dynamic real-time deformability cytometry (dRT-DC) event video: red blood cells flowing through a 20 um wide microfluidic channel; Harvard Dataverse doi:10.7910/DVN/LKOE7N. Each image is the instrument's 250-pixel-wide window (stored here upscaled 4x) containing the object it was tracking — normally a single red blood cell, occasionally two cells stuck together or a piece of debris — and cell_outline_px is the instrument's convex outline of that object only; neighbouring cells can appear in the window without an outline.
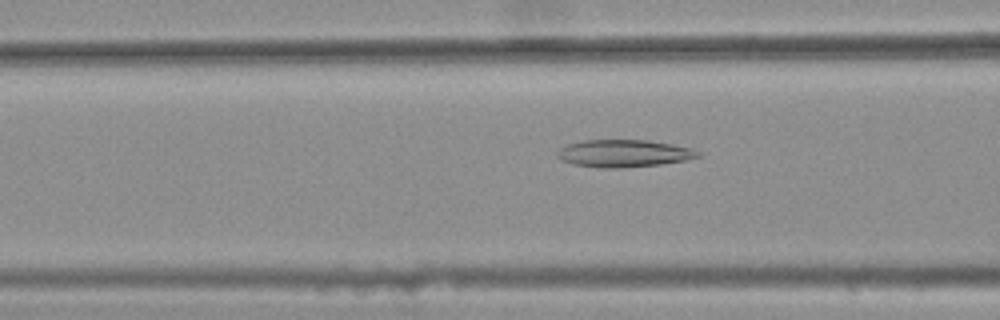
{"species": "common noctule bat (a hibernating species)", "species_latin": "Nyctalus noctula", "temperature_condition": "warm", "stored_images_in_passage": 49, "camera_frame_rate_fps": 3000, "um_per_image_px": 0.085, "animal": {"sex": "female", "body_mass_g": 25.1}, "frame": {"image": 1, "passage_image": 21, "time_ms": 6.667, "image_size_px": [1000, 320], "cell_outline_px": [[704, 152], [700, 156], [684, 160], [660, 164], [620, 168], [600, 168], [572, 164], [560, 160], [556, 156], [556, 152], [560, 148], [568, 144], [584, 140], [648, 140], [672, 144], [692, 148]], "centroid_in_image_um": [53.02, 13.04], "position_along_channel_um": 113.6, "area_um2": 22.6}}
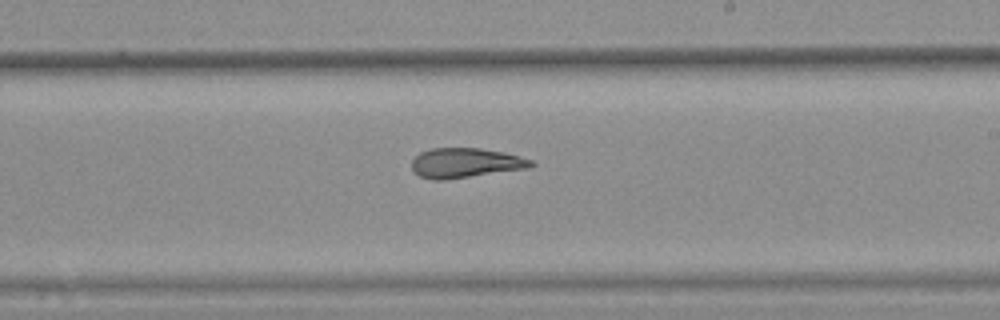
{"frame": {"image": 2, "passage_image": 32, "time_ms": 10.333, "image_size_px": [1000, 320], "cell_outline_px": [[536, 164], [532, 168], [444, 180], [432, 180], [420, 176], [412, 168], [412, 160], [420, 152], [432, 148], [480, 148], [504, 152], [532, 160]], "centroid_in_image_um": [39.6, 13.85], "position_along_channel_um": 249.4, "area_um2": 20.81}}
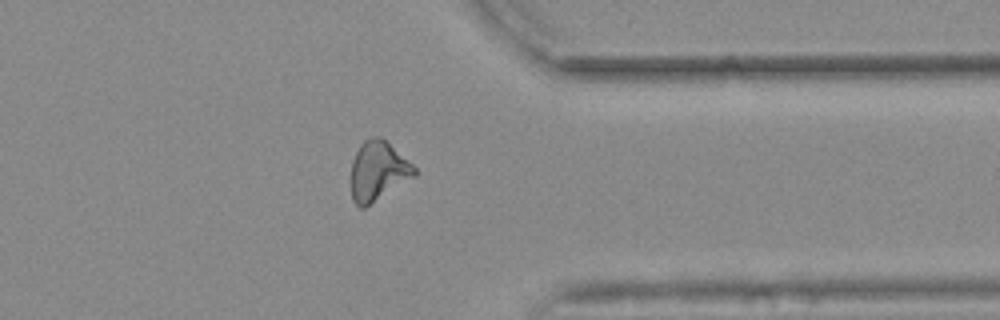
{"frame": {"image": 3, "passage_image": 43, "time_ms": 14.0, "image_size_px": [1000, 320], "cell_outline_px": [[416, 176], [364, 208], [360, 208], [352, 200], [352, 160], [360, 144], [364, 140], [372, 136], [380, 136], [412, 164], [416, 168]], "centroid_in_image_um": [32.13, 14.54], "position_along_channel_um": 379.3, "area_um2": 21.73}, "authors_computed_cell_mechanics": {"area_um2": 21.7328, "velocity_mm_per_s": 3.7106, "shape_relaxation_time_tau1_ms": null, "shape_relaxation_time_tau2_ms": 3.0472, "deformation_change_tau1": null, "deformation_change_tau2": 0.1145}}